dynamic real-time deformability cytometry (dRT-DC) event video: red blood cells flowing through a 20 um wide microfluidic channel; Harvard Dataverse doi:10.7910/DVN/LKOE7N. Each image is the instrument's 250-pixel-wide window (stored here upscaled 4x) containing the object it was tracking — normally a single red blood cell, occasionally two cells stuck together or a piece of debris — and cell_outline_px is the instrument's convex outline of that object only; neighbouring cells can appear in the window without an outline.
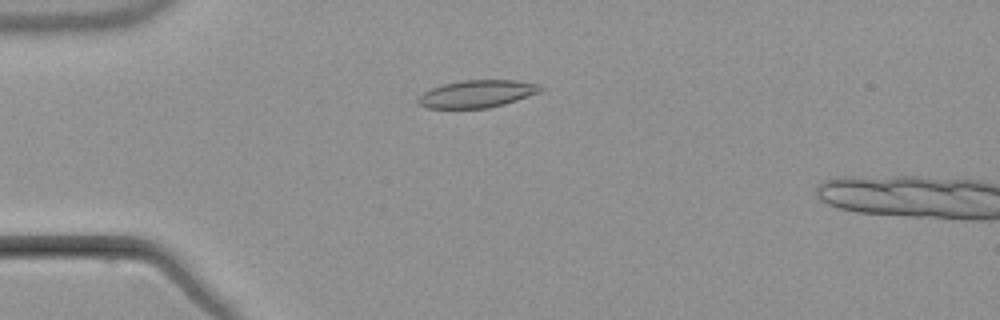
{"species": "common noctule bat (a hibernating species)", "species_latin": "Nyctalus noctula", "temperature_condition": "warm", "stored_images_in_passage": 5, "camera_frame_rate_fps": 3000, "um_per_image_px": 0.085, "animal": {"sex": "male", "body_mass_g": 21.5, "forearm_length_mm": 52.0}, "frame": {"image": 1, "passage_image": 3, "time_ms": 3.0, "image_size_px": [1000, 320], "cell_outline_px": [[544, 88], [540, 92], [504, 104], [488, 108], [428, 108], [420, 104], [416, 100], [424, 92], [432, 88], [444, 84], [460, 80], [516, 80], [540, 84]], "centroid_in_image_um": [40.58, 7.97], "position_along_channel_um": 44.4, "area_um2": 19.48}}
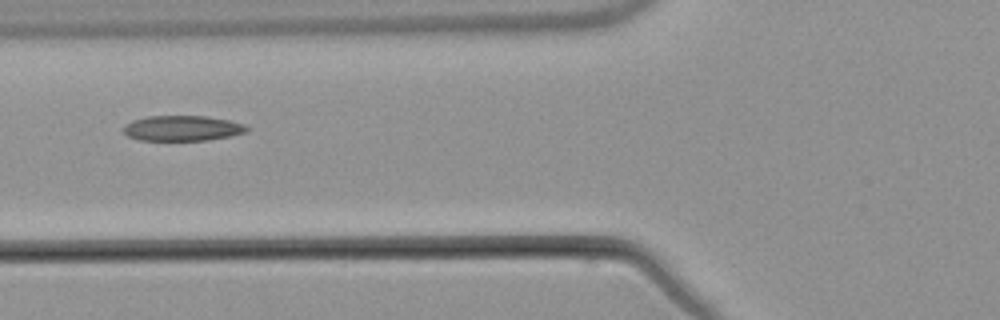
{"frame": {"image": 2, "passage_image": 5, "time_ms": 5.333, "image_size_px": [1000, 320], "cell_outline_px": [[252, 128], [248, 132], [208, 140], [140, 140], [128, 136], [120, 128], [124, 124], [132, 120], [144, 116], [208, 116], [228, 120], [244, 124]], "centroid_in_image_um": [15.49, 10.89], "position_along_channel_um": 110.3, "area_um2": 18.44}}